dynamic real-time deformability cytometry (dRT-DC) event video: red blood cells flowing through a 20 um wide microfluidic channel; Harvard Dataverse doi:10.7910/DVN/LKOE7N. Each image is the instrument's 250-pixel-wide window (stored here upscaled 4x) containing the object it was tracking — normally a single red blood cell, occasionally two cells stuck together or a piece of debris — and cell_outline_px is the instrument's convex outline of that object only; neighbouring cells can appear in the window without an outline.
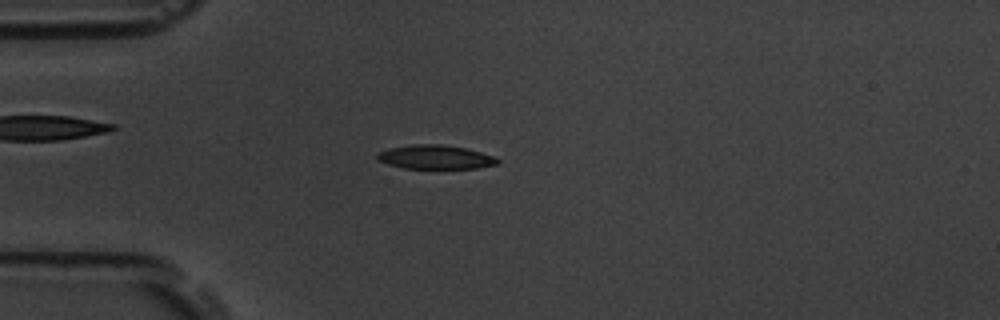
{"species": "common noctule bat (a hibernating species)", "species_latin": "Nyctalus noctula", "temperature_condition": "room temperature", "stored_images_in_passage": 55, "camera_frame_rate_fps": 3000, "um_per_image_px": 0.085, "animal": {"sex": "male", "body_mass_g": 19.5, "forearm_length_mm": 54.6}, "frame": {"image": 1, "passage_image": 15, "time_ms": 4.667, "image_size_px": [1000, 320], "cell_outline_px": [[500, 164], [476, 168], [404, 168], [388, 164], [380, 160], [376, 156], [376, 152], [388, 148], [412, 144], [440, 144], [464, 148], [480, 152], [492, 156], [500, 160]], "centroid_in_image_um": [36.99, 13.35], "position_along_channel_um": 48.0, "area_um2": 16.7}}
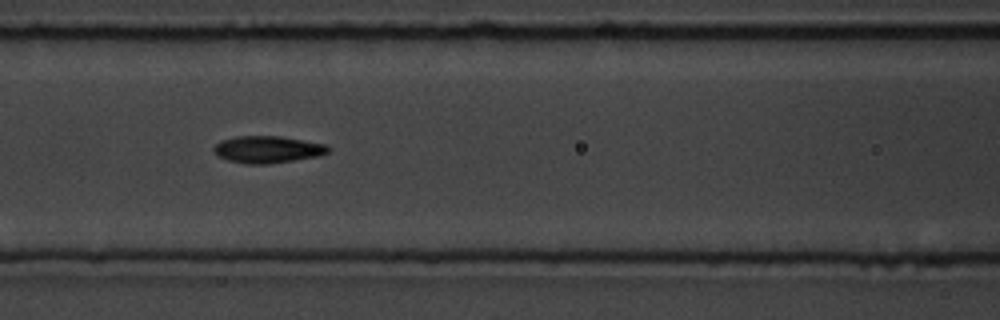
{"frame": {"image": 2, "passage_image": 24, "time_ms": 7.667, "image_size_px": [1000, 320], "cell_outline_px": [[332, 148], [328, 152], [320, 156], [268, 164], [248, 164], [228, 160], [216, 156], [212, 148], [220, 140], [236, 136], [280, 136], [328, 144]], "centroid_in_image_um": [22.76, 12.7], "position_along_channel_um": 143.8, "area_um2": 18.26}}
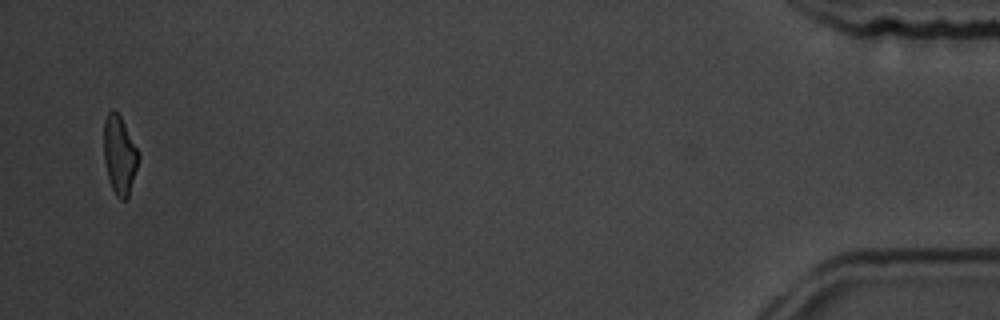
{"frame": {"image": 3, "passage_image": 54, "time_ms": 17.667, "image_size_px": [1000, 320], "cell_outline_px": [[140, 156], [128, 196], [124, 200], [120, 200], [116, 196], [112, 188], [108, 176], [104, 160], [104, 120], [108, 112], [112, 108], [120, 116], [140, 152]], "centroid_in_image_um": [10.16, 13.16], "position_along_channel_um": 425.0, "area_um2": 15.78}, "authors_computed_cell_mechanics": {"area_um2": 17.2244, "velocity_mm_per_s": 3.6844, "shape_relaxation_time_tau1_ms": 2.785, "shape_relaxation_time_tau2_ms": 1.9387, "deformation_change_tau1": 0.1765, "deformation_change_tau2": 0.0922}}